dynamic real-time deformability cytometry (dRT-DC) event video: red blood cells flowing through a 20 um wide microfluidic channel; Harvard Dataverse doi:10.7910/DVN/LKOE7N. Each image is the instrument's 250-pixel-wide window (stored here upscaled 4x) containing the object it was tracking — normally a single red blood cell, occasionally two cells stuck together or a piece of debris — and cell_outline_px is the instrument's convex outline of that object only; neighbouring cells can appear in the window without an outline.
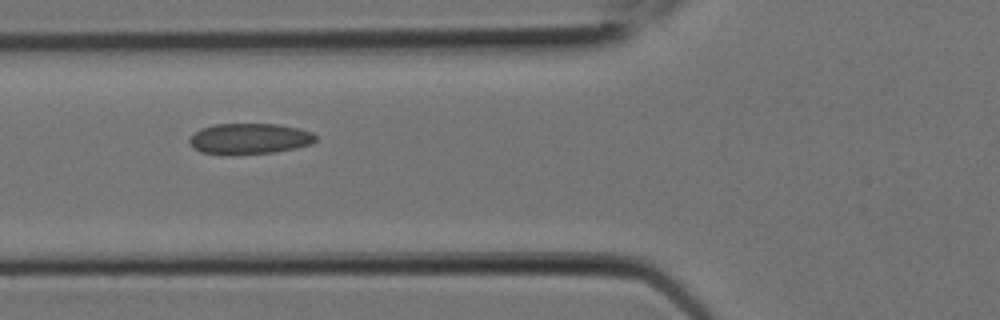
{"species": "Egyptian fruit bat (a non-hibernating species)", "species_latin": "Rousettus aegyptiacus", "temperature_condition": "room temperature", "stored_images_in_passage": 9, "camera_frame_rate_fps": 3000, "um_per_image_px": 0.085, "animal": {"sex": "female"}, "frame": {"image": 1, "passage_image": 7, "time_ms": 2.0, "image_size_px": [1000, 320], "cell_outline_px": [[316, 140], [312, 144], [296, 148], [276, 152], [228, 156], [200, 152], [192, 148], [188, 140], [200, 128], [216, 124], [276, 124], [300, 128], [312, 132], [316, 136]], "centroid_in_image_um": [21.19, 11.81], "position_along_channel_um": 104.6, "area_um2": 23.12}}
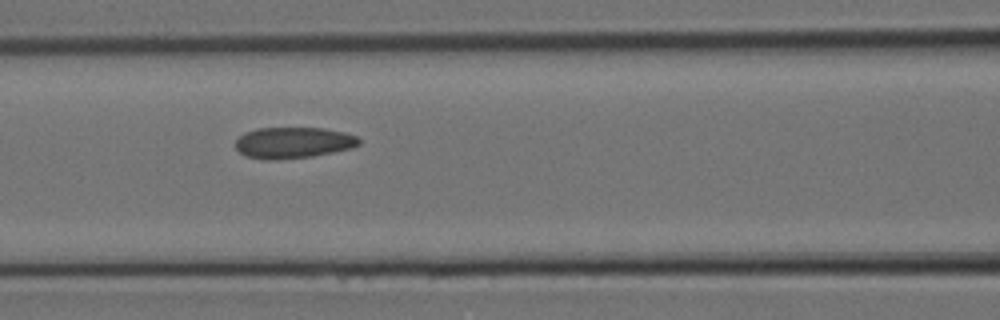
{"frame": {"image": 2, "passage_image": 8, "time_ms": 2.333, "image_size_px": [1000, 320], "cell_outline_px": [[360, 144], [352, 148], [312, 156], [276, 160], [264, 160], [244, 156], [236, 148], [236, 140], [244, 132], [256, 128], [324, 128], [344, 132], [356, 136], [360, 140]], "centroid_in_image_um": [24.9, 12.13], "position_along_channel_um": 141.7, "area_um2": 22.54}}
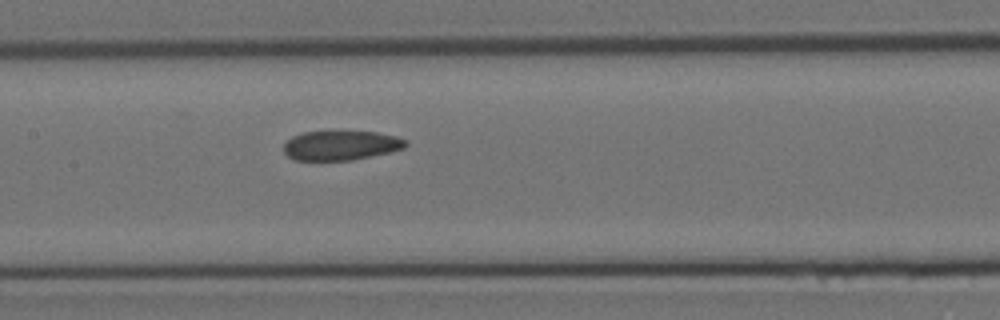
{"frame": {"image": 3, "passage_image": 9, "time_ms": 2.667, "image_size_px": [1000, 320], "cell_outline_px": [[408, 144], [404, 148], [388, 152], [352, 160], [292, 160], [284, 152], [284, 144], [292, 136], [304, 132], [376, 132], [396, 136], [408, 140]], "centroid_in_image_um": [28.98, 12.36], "position_along_channel_um": 178.4, "area_um2": 20.81}}